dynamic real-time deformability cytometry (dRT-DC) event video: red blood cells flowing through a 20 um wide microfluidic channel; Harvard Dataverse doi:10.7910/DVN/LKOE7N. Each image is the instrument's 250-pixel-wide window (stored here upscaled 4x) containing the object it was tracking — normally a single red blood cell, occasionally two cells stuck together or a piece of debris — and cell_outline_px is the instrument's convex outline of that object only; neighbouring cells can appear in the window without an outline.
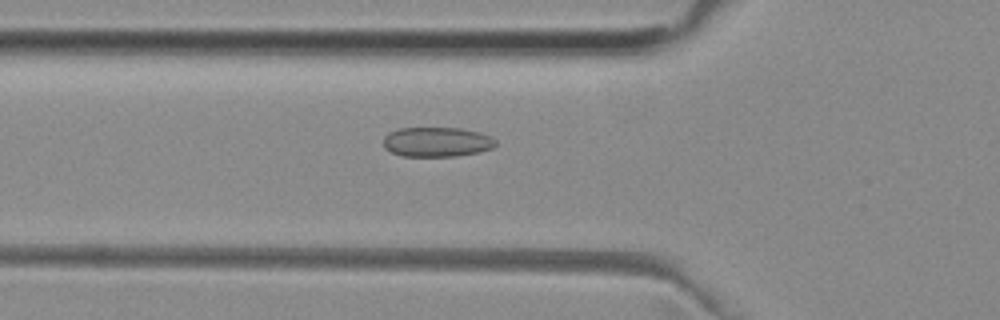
{"species": "common noctule bat (a hibernating species)", "species_latin": "Nyctalus noctula", "temperature_condition": "room temperature", "stored_images_in_passage": 38, "camera_frame_rate_fps": 3000, "um_per_image_px": 0.085, "animal": {"sex": "female", "body_mass_g": 29.2, "forearm_length_mm": 56.3}, "frame": {"image": 1, "passage_image": 18, "time_ms": 5.667, "image_size_px": [1000, 320], "cell_outline_px": [[496, 144], [492, 148], [480, 152], [456, 156], [400, 156], [384, 148], [384, 136], [388, 132], [400, 128], [460, 128], [480, 132], [492, 136], [496, 140]], "centroid_in_image_um": [37.14, 12.06], "position_along_channel_um": 88.7, "area_um2": 19.59}}
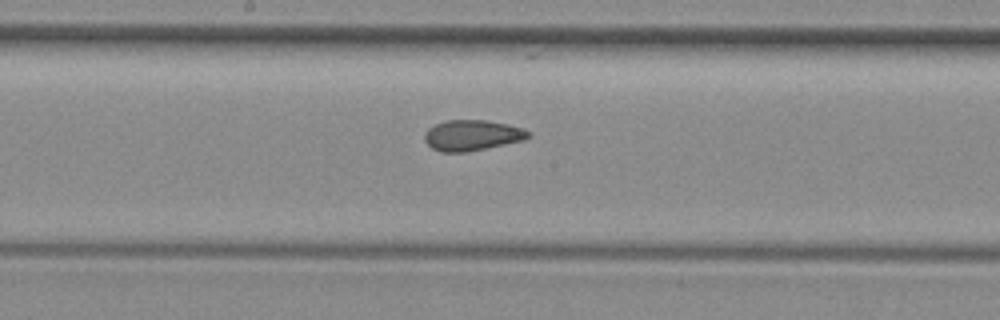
{"frame": {"image": 2, "passage_image": 27, "time_ms": 8.667, "image_size_px": [1000, 320], "cell_outline_px": [[532, 136], [524, 140], [468, 152], [440, 152], [432, 148], [424, 140], [424, 132], [428, 128], [444, 120], [488, 120], [508, 124], [524, 128], [532, 132]], "centroid_in_image_um": [40.15, 11.49], "position_along_channel_um": 208.0, "area_um2": 18.84}}
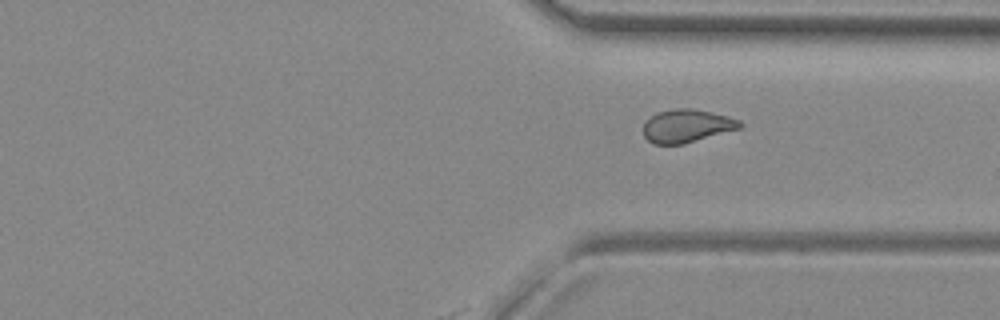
{"frame": {"image": 3, "passage_image": 38, "time_ms": 12.333, "image_size_px": [1000, 320], "cell_outline_px": [[744, 124], [740, 128], [684, 144], [652, 144], [644, 136], [644, 120], [648, 116], [656, 112], [676, 108], [692, 108], [712, 112], [728, 116], [740, 120]], "centroid_in_image_um": [58.35, 10.69], "position_along_channel_um": 353.0, "area_um2": 18.84}}